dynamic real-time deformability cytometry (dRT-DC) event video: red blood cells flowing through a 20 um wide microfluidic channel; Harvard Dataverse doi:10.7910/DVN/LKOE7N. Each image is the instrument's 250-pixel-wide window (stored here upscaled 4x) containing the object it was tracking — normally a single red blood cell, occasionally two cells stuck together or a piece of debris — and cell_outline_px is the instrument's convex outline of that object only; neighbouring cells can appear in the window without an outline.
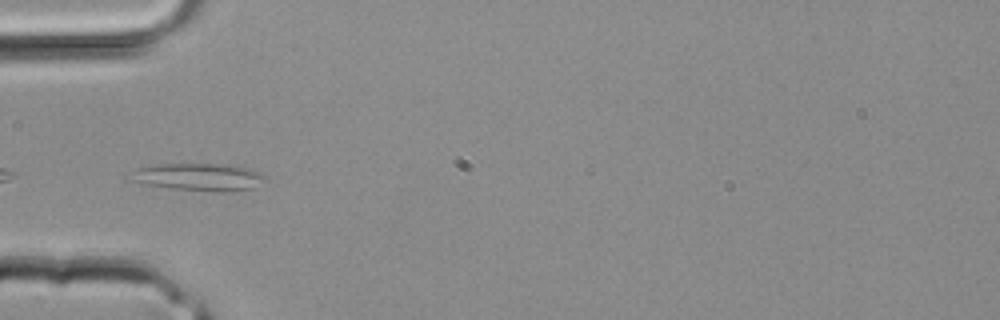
{"species": "common noctule bat (a hibernating species)", "species_latin": "Nyctalus noctula", "temperature_condition": "room temperature", "stored_images_in_passage": 3, "camera_frame_rate_fps": 3000, "um_per_image_px": 0.085, "animal": {"sex": "male", "body_mass_g": 20.4}, "frame": {"image": 1, "passage_image": 3, "time_ms": 0.667, "image_size_px": [1000, 320], "cell_outline_px": [[268, 180], [252, 188], [224, 192], [216, 192], [172, 188], [144, 184], [124, 180], [124, 176], [136, 168], [156, 164], [224, 164], [248, 168], [268, 176]], "centroid_in_image_um": [16.81, 15.04], "position_along_channel_um": 68.2, "area_um2": 22.02}}